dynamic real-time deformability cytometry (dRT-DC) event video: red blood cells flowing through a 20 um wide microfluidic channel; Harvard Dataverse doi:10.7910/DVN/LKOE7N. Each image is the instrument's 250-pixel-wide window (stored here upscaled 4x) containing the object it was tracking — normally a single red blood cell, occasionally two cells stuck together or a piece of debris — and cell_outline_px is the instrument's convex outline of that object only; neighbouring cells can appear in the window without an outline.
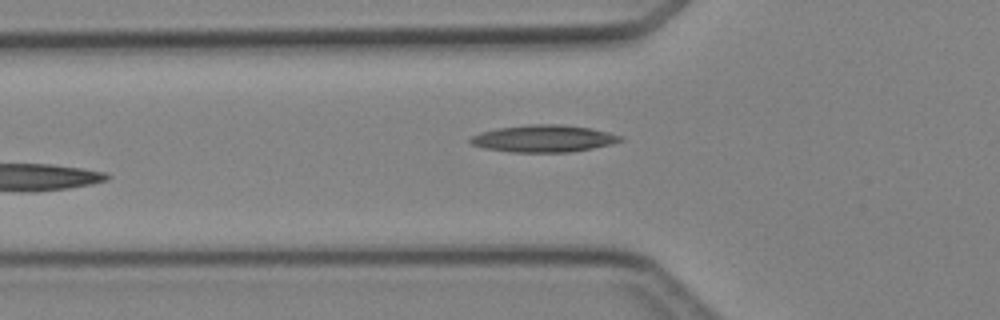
{"species": "Egyptian fruit bat (a non-hibernating species)", "species_latin": "Rousettus aegyptiacus", "temperature_condition": "cold", "stored_images_in_passage": 5, "camera_frame_rate_fps": 3000, "um_per_image_px": 0.085, "animal": {"sex": "female"}, "frame": {"image": 1, "passage_image": 5, "time_ms": 5.0, "image_size_px": [1000, 320], "cell_outline_px": [[624, 140], [612, 144], [572, 152], [512, 152], [484, 148], [472, 144], [468, 140], [472, 136], [480, 132], [500, 128], [528, 124], [560, 124], [588, 128], [608, 132], [624, 136]], "centroid_in_image_um": [46.23, 11.78], "position_along_channel_um": 79.6, "area_um2": 23.64}}